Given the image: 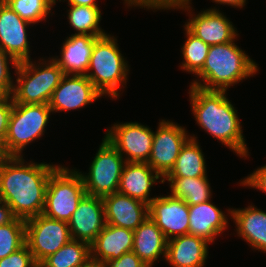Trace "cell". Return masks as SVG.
Masks as SVG:
<instances>
[{"mask_svg":"<svg viewBox=\"0 0 266 267\" xmlns=\"http://www.w3.org/2000/svg\"><path fill=\"white\" fill-rule=\"evenodd\" d=\"M57 166L26 164L23 156L0 157V199L15 218L26 221L43 213L49 177Z\"/></svg>","mask_w":266,"mask_h":267,"instance_id":"6da1fadb","label":"cell"},{"mask_svg":"<svg viewBox=\"0 0 266 267\" xmlns=\"http://www.w3.org/2000/svg\"><path fill=\"white\" fill-rule=\"evenodd\" d=\"M226 91L190 86L189 99L197 125L239 157H248L242 124Z\"/></svg>","mask_w":266,"mask_h":267,"instance_id":"7a4b0ae2","label":"cell"},{"mask_svg":"<svg viewBox=\"0 0 266 267\" xmlns=\"http://www.w3.org/2000/svg\"><path fill=\"white\" fill-rule=\"evenodd\" d=\"M254 62L234 41L211 45L203 68L190 86L204 90L227 91L230 86L250 78L258 71Z\"/></svg>","mask_w":266,"mask_h":267,"instance_id":"3957f363","label":"cell"},{"mask_svg":"<svg viewBox=\"0 0 266 267\" xmlns=\"http://www.w3.org/2000/svg\"><path fill=\"white\" fill-rule=\"evenodd\" d=\"M129 69L128 62L119 50L117 39L107 34L95 41L85 75L103 96L117 99L121 85L127 84Z\"/></svg>","mask_w":266,"mask_h":267,"instance_id":"277c9868","label":"cell"},{"mask_svg":"<svg viewBox=\"0 0 266 267\" xmlns=\"http://www.w3.org/2000/svg\"><path fill=\"white\" fill-rule=\"evenodd\" d=\"M38 64L31 59L18 63L16 84L11 94L13 103L49 104L65 73L52 58L49 61L41 59Z\"/></svg>","mask_w":266,"mask_h":267,"instance_id":"5b68a950","label":"cell"},{"mask_svg":"<svg viewBox=\"0 0 266 267\" xmlns=\"http://www.w3.org/2000/svg\"><path fill=\"white\" fill-rule=\"evenodd\" d=\"M52 110L49 104L13 103L2 156H23L24 148L44 135Z\"/></svg>","mask_w":266,"mask_h":267,"instance_id":"8992f818","label":"cell"},{"mask_svg":"<svg viewBox=\"0 0 266 267\" xmlns=\"http://www.w3.org/2000/svg\"><path fill=\"white\" fill-rule=\"evenodd\" d=\"M85 195L79 170L58 165L49 177L42 214L68 223Z\"/></svg>","mask_w":266,"mask_h":267,"instance_id":"52a82bcc","label":"cell"},{"mask_svg":"<svg viewBox=\"0 0 266 267\" xmlns=\"http://www.w3.org/2000/svg\"><path fill=\"white\" fill-rule=\"evenodd\" d=\"M126 164L124 157L105 138L89 167V173L80 172L86 194L105 197L118 191L121 174Z\"/></svg>","mask_w":266,"mask_h":267,"instance_id":"ba28073f","label":"cell"},{"mask_svg":"<svg viewBox=\"0 0 266 267\" xmlns=\"http://www.w3.org/2000/svg\"><path fill=\"white\" fill-rule=\"evenodd\" d=\"M71 239L67 222L49 218L44 214L25 221V244L36 264L54 254Z\"/></svg>","mask_w":266,"mask_h":267,"instance_id":"9c48e42d","label":"cell"},{"mask_svg":"<svg viewBox=\"0 0 266 267\" xmlns=\"http://www.w3.org/2000/svg\"><path fill=\"white\" fill-rule=\"evenodd\" d=\"M106 131L104 138L125 157L126 162H148L154 135L148 126L138 122L115 123Z\"/></svg>","mask_w":266,"mask_h":267,"instance_id":"30bf717a","label":"cell"},{"mask_svg":"<svg viewBox=\"0 0 266 267\" xmlns=\"http://www.w3.org/2000/svg\"><path fill=\"white\" fill-rule=\"evenodd\" d=\"M185 127L161 120L153 135V145L147 164L164 178L173 168L182 146L190 138Z\"/></svg>","mask_w":266,"mask_h":267,"instance_id":"8fae6325","label":"cell"},{"mask_svg":"<svg viewBox=\"0 0 266 267\" xmlns=\"http://www.w3.org/2000/svg\"><path fill=\"white\" fill-rule=\"evenodd\" d=\"M102 96L86 75L65 74L53 91L49 107L52 114L63 110H78Z\"/></svg>","mask_w":266,"mask_h":267,"instance_id":"7c38bea8","label":"cell"},{"mask_svg":"<svg viewBox=\"0 0 266 267\" xmlns=\"http://www.w3.org/2000/svg\"><path fill=\"white\" fill-rule=\"evenodd\" d=\"M149 217L167 240L189 234V206L171 195L157 196L149 204Z\"/></svg>","mask_w":266,"mask_h":267,"instance_id":"4fadbf2b","label":"cell"},{"mask_svg":"<svg viewBox=\"0 0 266 267\" xmlns=\"http://www.w3.org/2000/svg\"><path fill=\"white\" fill-rule=\"evenodd\" d=\"M30 24L0 0V48L18 63L31 59L27 34Z\"/></svg>","mask_w":266,"mask_h":267,"instance_id":"5bb4252c","label":"cell"},{"mask_svg":"<svg viewBox=\"0 0 266 267\" xmlns=\"http://www.w3.org/2000/svg\"><path fill=\"white\" fill-rule=\"evenodd\" d=\"M188 13L191 18L184 26L205 44H224L235 41L238 36L233 23L215 7L201 11L196 16L191 14V10Z\"/></svg>","mask_w":266,"mask_h":267,"instance_id":"9a60e30c","label":"cell"},{"mask_svg":"<svg viewBox=\"0 0 266 267\" xmlns=\"http://www.w3.org/2000/svg\"><path fill=\"white\" fill-rule=\"evenodd\" d=\"M68 225L72 239L91 244L106 225L103 199L86 194Z\"/></svg>","mask_w":266,"mask_h":267,"instance_id":"2e32d148","label":"cell"},{"mask_svg":"<svg viewBox=\"0 0 266 267\" xmlns=\"http://www.w3.org/2000/svg\"><path fill=\"white\" fill-rule=\"evenodd\" d=\"M106 224L135 230L149 217V205L115 192L102 198Z\"/></svg>","mask_w":266,"mask_h":267,"instance_id":"e0dca14e","label":"cell"},{"mask_svg":"<svg viewBox=\"0 0 266 267\" xmlns=\"http://www.w3.org/2000/svg\"><path fill=\"white\" fill-rule=\"evenodd\" d=\"M133 230L106 224L90 244L91 260L105 264L133 249Z\"/></svg>","mask_w":266,"mask_h":267,"instance_id":"ac0fdd59","label":"cell"},{"mask_svg":"<svg viewBox=\"0 0 266 267\" xmlns=\"http://www.w3.org/2000/svg\"><path fill=\"white\" fill-rule=\"evenodd\" d=\"M160 178L163 179L147 162H126L117 192L149 205L155 198L149 195L153 184L164 183L157 181Z\"/></svg>","mask_w":266,"mask_h":267,"instance_id":"d6986e66","label":"cell"},{"mask_svg":"<svg viewBox=\"0 0 266 267\" xmlns=\"http://www.w3.org/2000/svg\"><path fill=\"white\" fill-rule=\"evenodd\" d=\"M208 244L191 234L167 240L166 260L172 267H204L208 256Z\"/></svg>","mask_w":266,"mask_h":267,"instance_id":"ffe728a7","label":"cell"},{"mask_svg":"<svg viewBox=\"0 0 266 267\" xmlns=\"http://www.w3.org/2000/svg\"><path fill=\"white\" fill-rule=\"evenodd\" d=\"M228 217L211 200L189 206V234L213 243L228 226Z\"/></svg>","mask_w":266,"mask_h":267,"instance_id":"44dd1931","label":"cell"},{"mask_svg":"<svg viewBox=\"0 0 266 267\" xmlns=\"http://www.w3.org/2000/svg\"><path fill=\"white\" fill-rule=\"evenodd\" d=\"M99 37L72 34L61 46L60 58L52 59L65 74L85 75L90 63L93 45Z\"/></svg>","mask_w":266,"mask_h":267,"instance_id":"7402d4cb","label":"cell"},{"mask_svg":"<svg viewBox=\"0 0 266 267\" xmlns=\"http://www.w3.org/2000/svg\"><path fill=\"white\" fill-rule=\"evenodd\" d=\"M236 225V233L242 237L251 248L266 253V211L254 205L241 209H228Z\"/></svg>","mask_w":266,"mask_h":267,"instance_id":"603a6c76","label":"cell"},{"mask_svg":"<svg viewBox=\"0 0 266 267\" xmlns=\"http://www.w3.org/2000/svg\"><path fill=\"white\" fill-rule=\"evenodd\" d=\"M132 251L148 266L163 256L166 258L167 239L150 218H146L134 231Z\"/></svg>","mask_w":266,"mask_h":267,"instance_id":"cb8c5ba5","label":"cell"},{"mask_svg":"<svg viewBox=\"0 0 266 267\" xmlns=\"http://www.w3.org/2000/svg\"><path fill=\"white\" fill-rule=\"evenodd\" d=\"M194 135L182 146L171 171L165 177H207L205 156Z\"/></svg>","mask_w":266,"mask_h":267,"instance_id":"d4e9b609","label":"cell"},{"mask_svg":"<svg viewBox=\"0 0 266 267\" xmlns=\"http://www.w3.org/2000/svg\"><path fill=\"white\" fill-rule=\"evenodd\" d=\"M170 184V195L190 205H197L211 199V187L207 177H164Z\"/></svg>","mask_w":266,"mask_h":267,"instance_id":"484cf974","label":"cell"},{"mask_svg":"<svg viewBox=\"0 0 266 267\" xmlns=\"http://www.w3.org/2000/svg\"><path fill=\"white\" fill-rule=\"evenodd\" d=\"M90 260V244L85 241L71 239L40 264L43 267H82Z\"/></svg>","mask_w":266,"mask_h":267,"instance_id":"4316f807","label":"cell"},{"mask_svg":"<svg viewBox=\"0 0 266 267\" xmlns=\"http://www.w3.org/2000/svg\"><path fill=\"white\" fill-rule=\"evenodd\" d=\"M70 9L68 12L69 24L77 32L74 34L89 35L95 37H102L107 33L101 29V9L99 6H78L68 5Z\"/></svg>","mask_w":266,"mask_h":267,"instance_id":"83f0119b","label":"cell"},{"mask_svg":"<svg viewBox=\"0 0 266 267\" xmlns=\"http://www.w3.org/2000/svg\"><path fill=\"white\" fill-rule=\"evenodd\" d=\"M184 29L187 39L181 49L184 60L180 67L184 71L196 75L203 68L210 45L205 44L185 26Z\"/></svg>","mask_w":266,"mask_h":267,"instance_id":"f1b7e54d","label":"cell"},{"mask_svg":"<svg viewBox=\"0 0 266 267\" xmlns=\"http://www.w3.org/2000/svg\"><path fill=\"white\" fill-rule=\"evenodd\" d=\"M22 19L36 24L45 21L57 0H3ZM61 1V0H59Z\"/></svg>","mask_w":266,"mask_h":267,"instance_id":"f546056e","label":"cell"},{"mask_svg":"<svg viewBox=\"0 0 266 267\" xmlns=\"http://www.w3.org/2000/svg\"><path fill=\"white\" fill-rule=\"evenodd\" d=\"M25 245V220L14 218L0 225V259Z\"/></svg>","mask_w":266,"mask_h":267,"instance_id":"4dcf8cb0","label":"cell"},{"mask_svg":"<svg viewBox=\"0 0 266 267\" xmlns=\"http://www.w3.org/2000/svg\"><path fill=\"white\" fill-rule=\"evenodd\" d=\"M127 6H134L147 9H154V10H162V9H180V10H187L189 11L191 0H124Z\"/></svg>","mask_w":266,"mask_h":267,"instance_id":"1f68e13d","label":"cell"},{"mask_svg":"<svg viewBox=\"0 0 266 267\" xmlns=\"http://www.w3.org/2000/svg\"><path fill=\"white\" fill-rule=\"evenodd\" d=\"M8 60L16 69L18 62L0 48V96H11L14 88Z\"/></svg>","mask_w":266,"mask_h":267,"instance_id":"d6a6232c","label":"cell"},{"mask_svg":"<svg viewBox=\"0 0 266 267\" xmlns=\"http://www.w3.org/2000/svg\"><path fill=\"white\" fill-rule=\"evenodd\" d=\"M36 262L25 244L17 251L0 259V267H34Z\"/></svg>","mask_w":266,"mask_h":267,"instance_id":"836d02e7","label":"cell"},{"mask_svg":"<svg viewBox=\"0 0 266 267\" xmlns=\"http://www.w3.org/2000/svg\"><path fill=\"white\" fill-rule=\"evenodd\" d=\"M12 108V97L0 96V146L4 143L8 133L9 118Z\"/></svg>","mask_w":266,"mask_h":267,"instance_id":"e575fe53","label":"cell"},{"mask_svg":"<svg viewBox=\"0 0 266 267\" xmlns=\"http://www.w3.org/2000/svg\"><path fill=\"white\" fill-rule=\"evenodd\" d=\"M240 182V185L255 188L266 193V165L257 168Z\"/></svg>","mask_w":266,"mask_h":267,"instance_id":"d590c367","label":"cell"},{"mask_svg":"<svg viewBox=\"0 0 266 267\" xmlns=\"http://www.w3.org/2000/svg\"><path fill=\"white\" fill-rule=\"evenodd\" d=\"M105 267H148L133 251L124 253L118 259L106 262Z\"/></svg>","mask_w":266,"mask_h":267,"instance_id":"8d00e7d4","label":"cell"},{"mask_svg":"<svg viewBox=\"0 0 266 267\" xmlns=\"http://www.w3.org/2000/svg\"><path fill=\"white\" fill-rule=\"evenodd\" d=\"M14 218L11 209L0 199V225L9 223Z\"/></svg>","mask_w":266,"mask_h":267,"instance_id":"74e56055","label":"cell"},{"mask_svg":"<svg viewBox=\"0 0 266 267\" xmlns=\"http://www.w3.org/2000/svg\"><path fill=\"white\" fill-rule=\"evenodd\" d=\"M213 2L218 4H227L228 6H234L235 8H243L246 4V0H213Z\"/></svg>","mask_w":266,"mask_h":267,"instance_id":"f35d334b","label":"cell"},{"mask_svg":"<svg viewBox=\"0 0 266 267\" xmlns=\"http://www.w3.org/2000/svg\"><path fill=\"white\" fill-rule=\"evenodd\" d=\"M68 5L98 6L97 0H68Z\"/></svg>","mask_w":266,"mask_h":267,"instance_id":"ab89813d","label":"cell"},{"mask_svg":"<svg viewBox=\"0 0 266 267\" xmlns=\"http://www.w3.org/2000/svg\"><path fill=\"white\" fill-rule=\"evenodd\" d=\"M82 267H105L104 264L90 260L86 265Z\"/></svg>","mask_w":266,"mask_h":267,"instance_id":"60d3db41","label":"cell"},{"mask_svg":"<svg viewBox=\"0 0 266 267\" xmlns=\"http://www.w3.org/2000/svg\"><path fill=\"white\" fill-rule=\"evenodd\" d=\"M34 267H43L41 264H36Z\"/></svg>","mask_w":266,"mask_h":267,"instance_id":"b9f144b4","label":"cell"}]
</instances>
